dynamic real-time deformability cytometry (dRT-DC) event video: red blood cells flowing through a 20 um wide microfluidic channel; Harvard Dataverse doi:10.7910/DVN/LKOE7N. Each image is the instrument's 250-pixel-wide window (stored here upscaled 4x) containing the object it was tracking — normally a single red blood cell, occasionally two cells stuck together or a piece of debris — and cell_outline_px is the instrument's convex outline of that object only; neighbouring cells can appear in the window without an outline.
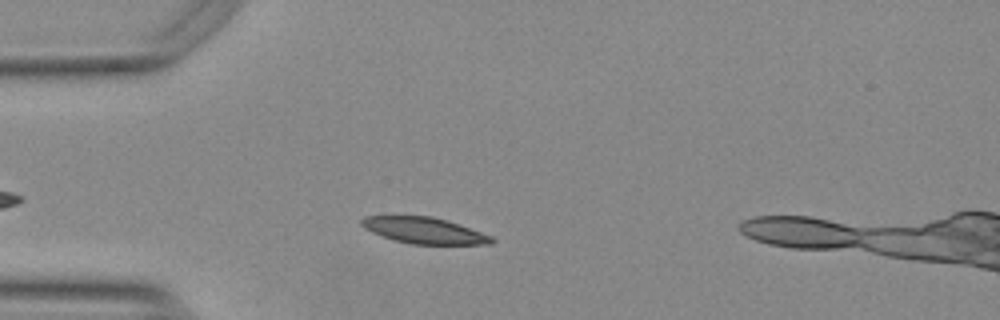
{"species": "Egyptian fruit bat (a non-hibernating species)", "species_latin": "Rousettus aegyptiacus", "temperature_condition": "warm", "stored_images_in_passage": 39, "camera_frame_rate_fps": 3000, "um_per_image_px": 0.085, "animal": {"sex": "female"}, "frame": {"image": 1, "passage_image": 9, "time_ms": 2.667, "image_size_px": [1000, 320], "cell_outline_px": [[496, 240], [492, 244], [412, 244], [380, 236], [364, 228], [360, 224], [360, 220], [364, 216], [432, 216], [448, 220], [492, 236]], "centroid_in_image_um": [36.05, 19.58], "position_along_channel_um": 48.9, "area_um2": 19.88}}
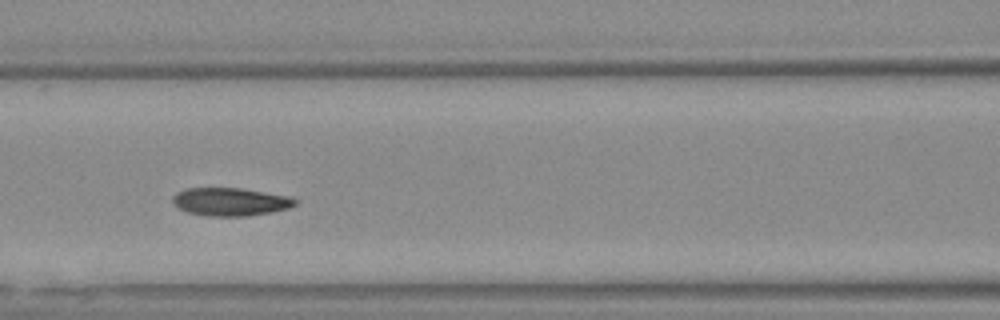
{"frame": {"image": 2, "passage_image": 18, "time_ms": 5.667, "image_size_px": [1000, 320], "cell_outline_px": [[296, 204], [288, 208], [272, 212], [248, 216], [204, 216], [188, 212], [172, 204], [172, 196], [176, 192], [188, 188], [240, 188], [264, 192], [284, 196], [296, 200]], "centroid_in_image_um": [19.51, 17.16], "position_along_channel_um": 147.1, "area_um2": 19.88}}
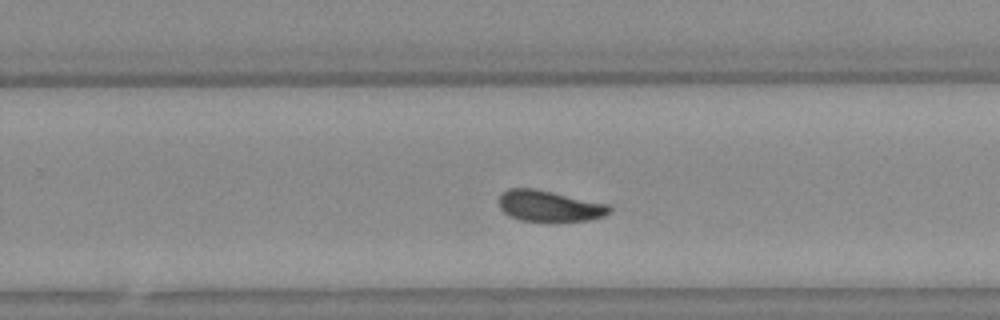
{"frame": {"image": 3, "passage_image": 29, "time_ms": 9.333, "image_size_px": [1000, 320], "cell_outline_px": [[612, 208], [604, 216], [592, 220], [520, 220], [508, 216], [500, 208], [500, 196], [508, 188], [536, 188], [608, 204]], "centroid_in_image_um": [46.69, 17.49], "position_along_channel_um": 283.1, "area_um2": 19.71}, "authors_computed_cell_mechanics": {"area_um2": 19.8832, "velocity_mm_per_s": 3.7277, "shape_relaxation_time_tau1_ms": 4.5722, "shape_relaxation_time_tau2_ms": 3.617, "deformation_change_tau1": 0.1406, "deformation_change_tau2": 0.0871}}